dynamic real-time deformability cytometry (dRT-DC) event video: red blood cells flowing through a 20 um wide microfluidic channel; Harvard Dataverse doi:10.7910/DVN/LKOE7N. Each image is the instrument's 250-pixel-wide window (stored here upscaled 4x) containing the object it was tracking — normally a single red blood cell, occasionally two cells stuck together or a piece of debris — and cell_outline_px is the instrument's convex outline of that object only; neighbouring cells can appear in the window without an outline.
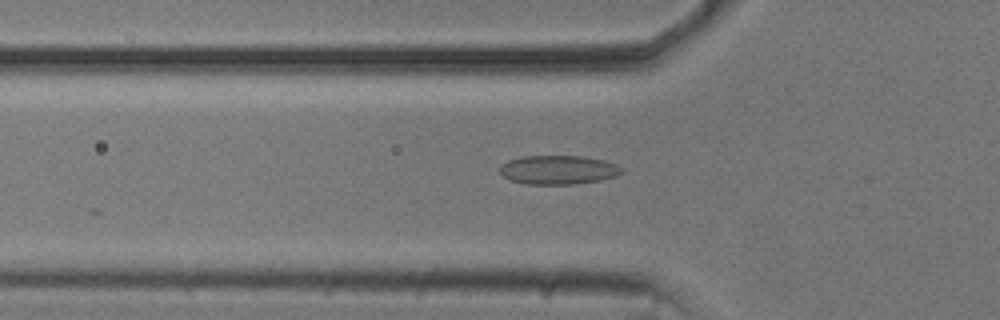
{"species": "common noctule bat (a hibernating species)", "species_latin": "Nyctalus noctula", "temperature_condition": "cold", "stored_images_in_passage": 33, "camera_frame_rate_fps": 3000, "um_per_image_px": 0.085, "animal": {"sex": "male", "body_mass_g": 20.5, "forearm_length_mm": 52.5}, "frame": {"image": 1, "passage_image": 18, "time_ms": 5.667, "image_size_px": [1000, 320], "cell_outline_px": [[624, 172], [616, 176], [600, 180], [576, 184], [528, 184], [508, 180], [500, 172], [500, 164], [508, 160], [520, 156], [580, 156], [604, 160], [616, 164], [624, 168]], "centroid_in_image_um": [47.45, 14.43], "position_along_channel_um": 78.3, "area_um2": 20.75}}
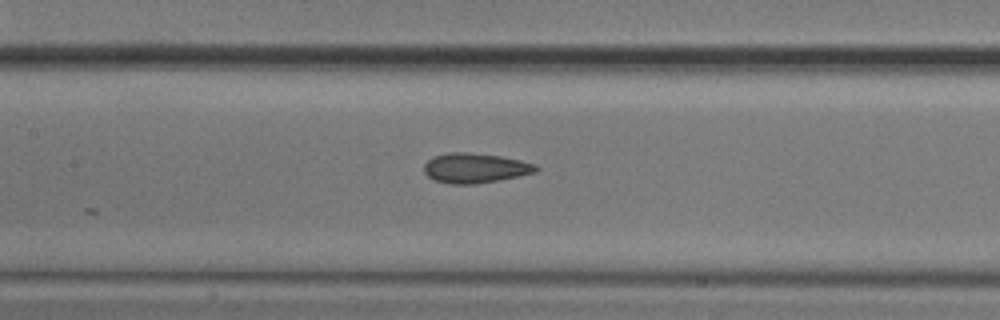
{"frame": {"image": 2, "passage_image": 25, "time_ms": 8.0, "image_size_px": [1000, 320], "cell_outline_px": [[540, 168], [536, 172], [520, 176], [500, 180], [476, 184], [448, 184], [436, 180], [428, 176], [424, 172], [424, 164], [432, 156], [448, 152], [464, 152], [500, 156], [520, 160], [536, 164]], "centroid_in_image_um": [40.39, 14.29], "position_along_channel_um": 167.0, "area_um2": 19.59}}
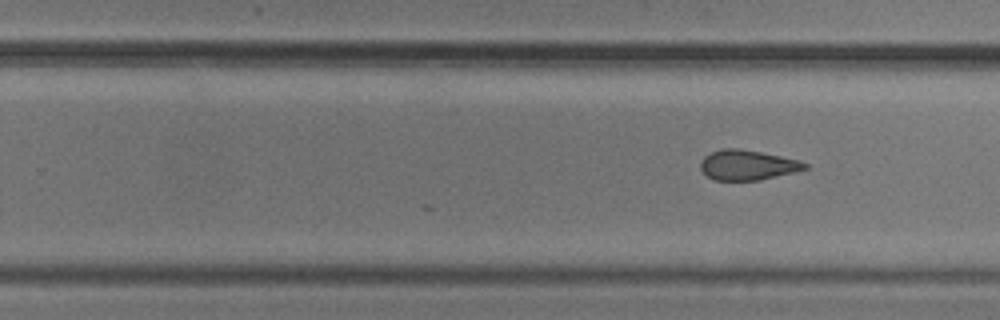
{"frame": {"image": 3, "passage_image": 33, "time_ms": 10.667, "image_size_px": [1000, 320], "cell_outline_px": [[808, 168], [796, 172], [760, 180], [712, 180], [700, 168], [700, 160], [704, 156], [712, 152], [724, 148], [740, 148], [800, 160], [808, 164]], "centroid_in_image_um": [63.54, 14.03], "position_along_channel_um": 266.3, "area_um2": 18.32}}